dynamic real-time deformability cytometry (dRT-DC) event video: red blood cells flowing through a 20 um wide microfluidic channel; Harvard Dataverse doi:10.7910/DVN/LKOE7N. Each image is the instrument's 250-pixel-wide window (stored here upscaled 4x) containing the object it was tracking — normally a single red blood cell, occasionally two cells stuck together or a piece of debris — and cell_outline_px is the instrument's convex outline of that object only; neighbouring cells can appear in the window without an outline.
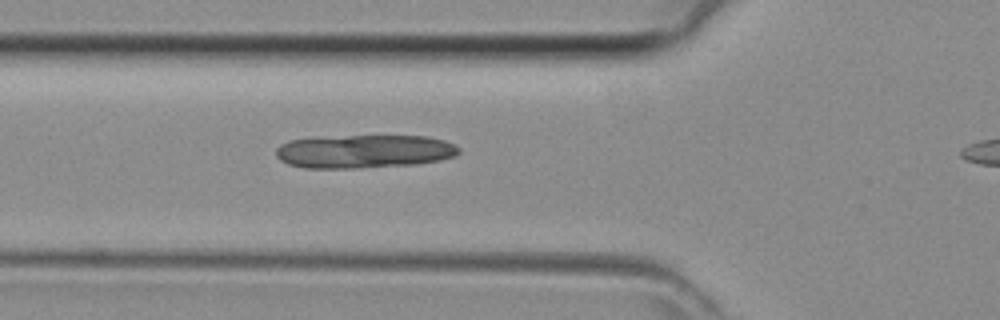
{"species": "common noctule bat (a hibernating species)", "species_latin": "Nyctalus noctula", "temperature_condition": "room temperature", "stored_images_in_passage": 30, "camera_frame_rate_fps": 3000, "um_per_image_px": 0.085, "animal": {"sex": "female", "body_mass_g": 29.2, "forearm_length_mm": 56.3}, "frame": {"image": 1, "passage_image": 7, "time_ms": 2.0, "image_size_px": [1000, 320], "cell_outline_px": [[460, 152], [456, 156], [436, 160], [412, 164], [356, 168], [304, 168], [288, 164], [280, 160], [276, 156], [276, 148], [280, 144], [288, 140], [348, 136], [428, 136], [444, 140], [460, 148]], "centroid_in_image_um": [30.93, 12.87], "position_along_channel_um": 94.9, "area_um2": 35.32}}
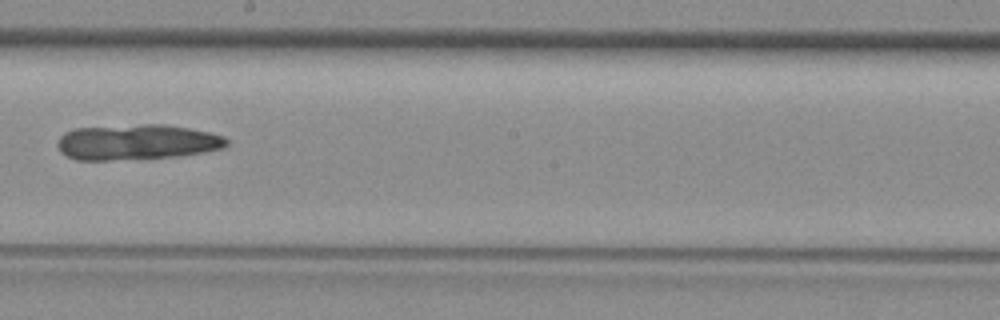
{"frame": {"image": 2, "passage_image": 16, "time_ms": 5.0, "image_size_px": [1000, 320], "cell_outline_px": [[228, 144], [220, 148], [200, 152], [172, 156], [108, 160], [76, 160], [60, 152], [60, 136], [64, 132], [72, 128], [140, 124], [164, 124], [188, 128], [208, 132], [224, 136], [228, 140]], "centroid_in_image_um": [11.59, 12.06], "position_along_channel_um": 236.6, "area_um2": 34.45}}
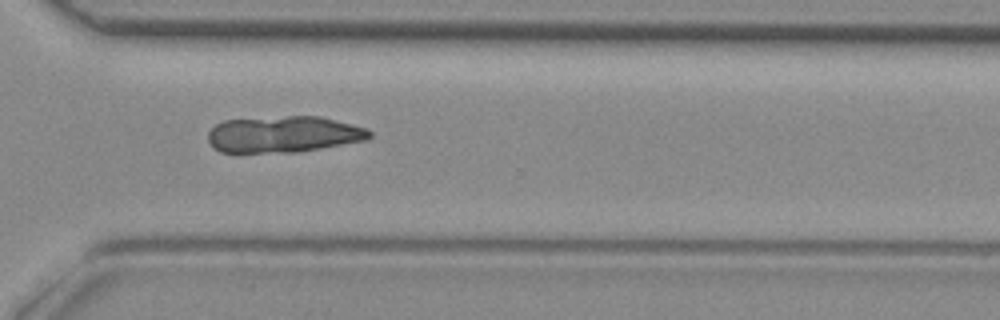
{"frame": {"image": 3, "passage_image": 23, "time_ms": 7.333, "image_size_px": [1000, 320], "cell_outline_px": [[372, 136], [364, 140], [320, 148], [296, 152], [220, 152], [208, 140], [208, 132], [216, 124], [224, 120], [288, 116], [320, 116], [364, 128], [372, 132]], "centroid_in_image_um": [24.08, 11.41], "position_along_channel_um": 346.5, "area_um2": 33.76}}